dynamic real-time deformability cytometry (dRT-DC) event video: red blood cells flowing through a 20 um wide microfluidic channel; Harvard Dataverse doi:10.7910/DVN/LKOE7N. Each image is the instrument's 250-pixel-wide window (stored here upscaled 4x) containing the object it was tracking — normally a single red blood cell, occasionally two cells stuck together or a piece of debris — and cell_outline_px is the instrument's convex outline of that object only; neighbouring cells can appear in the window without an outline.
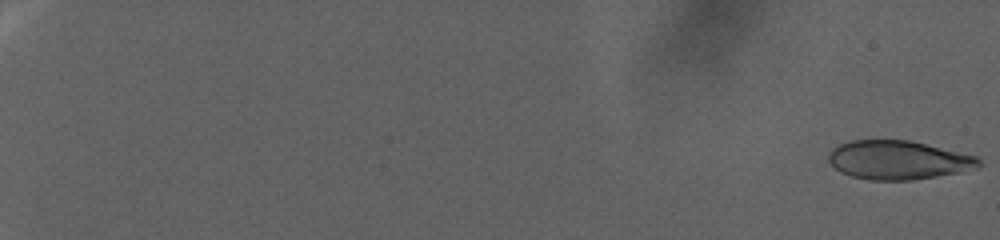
{"species": "human", "species_latin": "Homo sapiens", "temperature_condition": "warm", "stored_images_in_passage": 101, "camera_frame_rate_fps": 3000, "um_per_image_px": 0.085, "donor": {"sex": "female"}, "frame": {"image": 1, "passage_image": 1, "time_ms": 0.0, "image_size_px": [1000, 240], "cell_outline_px": [[980, 168], [960, 172], [912, 180], [868, 180], [852, 176], [840, 172], [828, 160], [828, 152], [832, 148], [840, 144], [852, 140], [908, 140], [976, 156], [980, 160]], "centroid_in_image_um": [76.33, 13.61], "position_along_channel_um": 8.7, "area_um2": 33.87}}
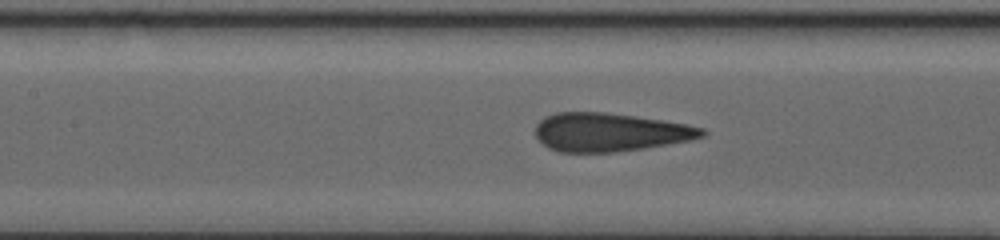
{"frame": {"image": 2, "passage_image": 56, "time_ms": 18.333, "image_size_px": [1000, 240], "cell_outline_px": [[708, 132], [704, 136], [688, 140], [644, 148], [612, 152], [560, 152], [548, 148], [536, 136], [536, 124], [544, 116], [556, 112], [608, 112], [664, 120], [688, 124], [704, 128]], "centroid_in_image_um": [51.84, 11.22], "position_along_channel_um": 155.6, "area_um2": 37.4}}
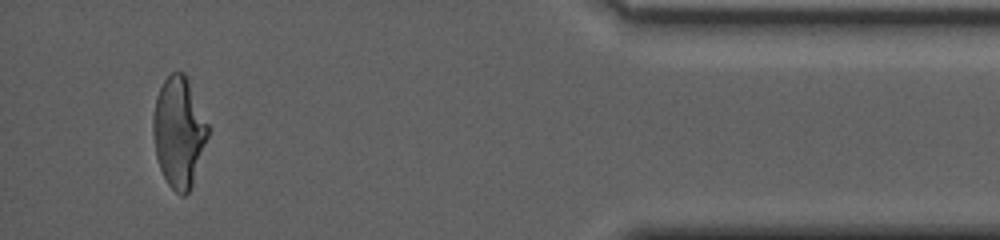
{"frame": {"image": 3, "passage_image": 97, "time_ms": 32.0, "image_size_px": [1000, 240], "cell_outline_px": [[212, 128], [192, 184], [188, 192], [184, 196], [180, 196], [168, 184], [160, 168], [156, 156], [152, 132], [152, 116], [156, 96], [164, 80], [172, 72], [184, 72]], "centroid_in_image_um": [15.22, 11.21], "position_along_channel_um": 420.0, "area_um2": 35.72}}